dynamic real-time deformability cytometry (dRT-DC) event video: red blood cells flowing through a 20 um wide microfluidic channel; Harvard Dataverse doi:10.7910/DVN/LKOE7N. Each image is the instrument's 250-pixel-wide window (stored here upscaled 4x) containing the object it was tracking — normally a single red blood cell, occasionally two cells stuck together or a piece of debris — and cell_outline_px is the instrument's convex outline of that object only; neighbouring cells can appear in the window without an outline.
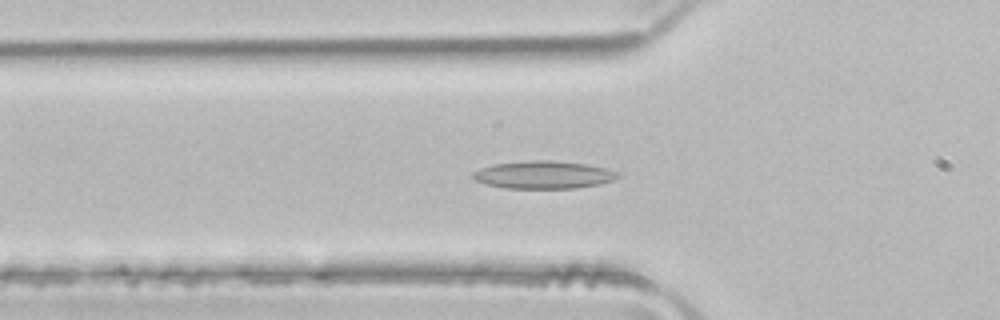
{"species": "common noctule bat (a hibernating species)", "species_latin": "Nyctalus noctula", "temperature_condition": "room temperature", "stored_images_in_passage": 49, "camera_frame_rate_fps": 3000, "um_per_image_px": 0.085, "animal": {"sex": "male", "body_mass_g": 21.5, "forearm_length_mm": 52.0}, "frame": {"image": 1, "passage_image": 16, "time_ms": 5.0, "image_size_px": [1000, 320], "cell_outline_px": [[620, 176], [612, 180], [600, 184], [576, 188], [508, 188], [488, 184], [476, 180], [472, 176], [472, 172], [480, 168], [492, 164], [532, 160], [548, 160], [588, 164], [604, 168], [616, 172]], "centroid_in_image_um": [46.19, 14.85], "position_along_channel_um": 79.6, "area_um2": 23.18}}
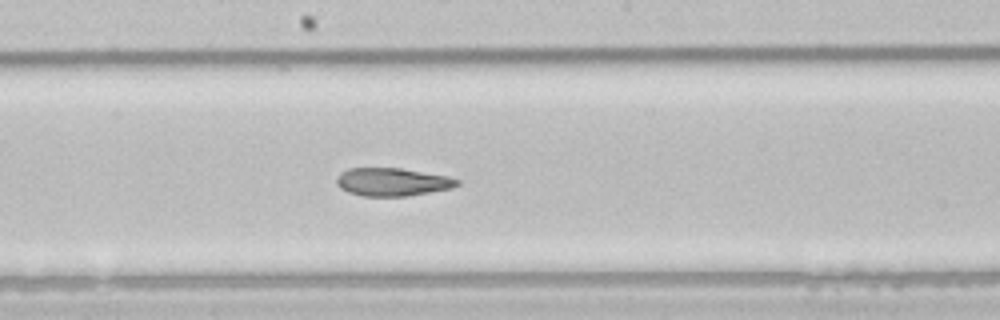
{"frame": {"image": 2, "passage_image": 26, "time_ms": 8.333, "image_size_px": [1000, 320], "cell_outline_px": [[460, 184], [452, 188], [408, 196], [364, 196], [348, 192], [340, 188], [336, 184], [336, 176], [340, 172], [348, 168], [400, 168], [448, 176], [460, 180]], "centroid_in_image_um": [33.33, 15.46], "position_along_channel_um": 214.9, "area_um2": 19.83}}
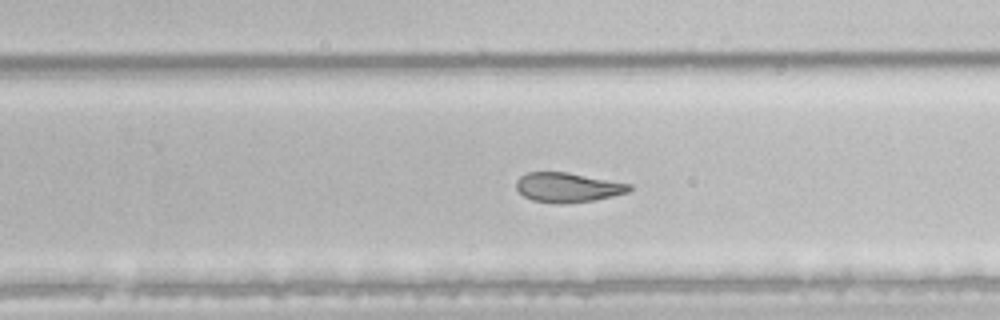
{"frame": {"image": 3, "passage_image": 31, "time_ms": 10.0, "image_size_px": [1000, 320], "cell_outline_px": [[632, 188], [628, 192], [612, 196], [592, 200], [560, 204], [556, 204], [532, 200], [524, 196], [516, 188], [516, 180], [520, 176], [528, 172], [568, 172], [632, 184]], "centroid_in_image_um": [48.24, 15.92], "position_along_channel_um": 281.6, "area_um2": 19.48}, "authors_computed_cell_mechanics": {"area_um2": 23.1778, "velocity_mm_per_s": 4.0307, "shape_relaxation_time_tau1_ms": 10.4356, "shape_relaxation_time_tau2_ms": 2.5604, "deformation_change_tau1": 0.2662, "deformation_change_tau2": 0.1034}}